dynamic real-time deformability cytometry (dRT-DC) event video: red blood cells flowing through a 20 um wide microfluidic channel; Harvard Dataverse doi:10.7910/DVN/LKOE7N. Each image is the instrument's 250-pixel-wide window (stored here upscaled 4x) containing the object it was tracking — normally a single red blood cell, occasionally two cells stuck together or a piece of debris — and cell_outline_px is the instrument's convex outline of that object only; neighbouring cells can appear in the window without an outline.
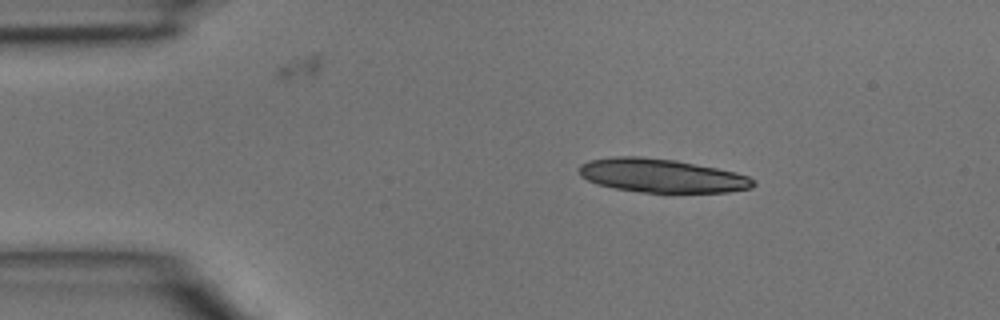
{"species": "common noctule bat (a hibernating species)", "species_latin": "Nyctalus noctula", "temperature_condition": "room temperature", "stored_images_in_passage": 20, "camera_frame_rate_fps": 3000, "um_per_image_px": 0.085, "animal": {"sex": "male", "body_mass_g": 15.6}, "frame": {"image": 1, "passage_image": 6, "time_ms": 1.667, "image_size_px": [1000, 320], "cell_outline_px": [[756, 184], [752, 188], [728, 192], [640, 192], [616, 188], [596, 184], [580, 176], [580, 164], [588, 160], [612, 156], [640, 156], [676, 160], [736, 172], [748, 176], [756, 180]], "centroid_in_image_um": [56.24, 14.92], "position_along_channel_um": 28.8, "area_um2": 34.28}}